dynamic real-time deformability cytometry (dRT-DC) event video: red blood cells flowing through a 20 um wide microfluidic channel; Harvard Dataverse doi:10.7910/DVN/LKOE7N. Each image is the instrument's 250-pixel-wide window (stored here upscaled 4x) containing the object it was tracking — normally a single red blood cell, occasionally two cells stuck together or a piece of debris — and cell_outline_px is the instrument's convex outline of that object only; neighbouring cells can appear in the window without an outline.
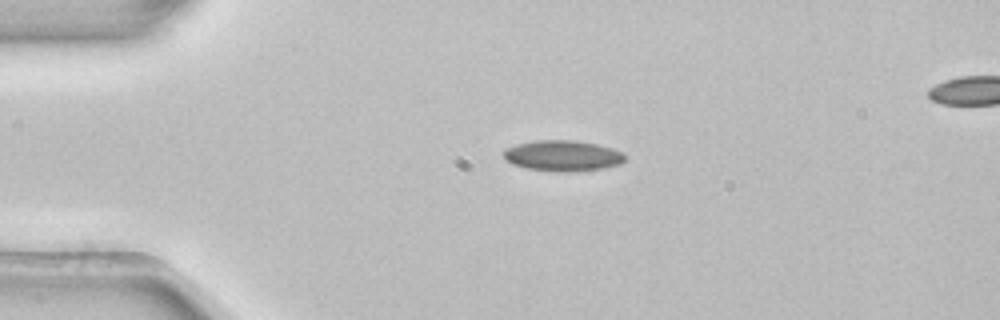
{"species": "common noctule bat (a hibernating species)", "species_latin": "Nyctalus noctula", "temperature_condition": "room temperature", "stored_images_in_passage": 3, "segment_of_instrument_passage": [1, 2], "camera_frame_rate_fps": 3000, "um_per_image_px": 0.085, "animal": {"sex": "female", "body_mass_g": 22.7, "forearm_length_mm": 54.2}, "frame": {"image": 1, "passage_image": 1, "time_ms": 0.0, "image_size_px": [1000, 320], "cell_outline_px": [[624, 160], [620, 164], [604, 168], [564, 172], [560, 172], [528, 168], [512, 164], [504, 156], [504, 148], [516, 144], [532, 140], [576, 140], [596, 144], [612, 148], [624, 152]], "centroid_in_image_um": [47.83, 13.22], "position_along_channel_um": 37.2, "area_um2": 21.73}}